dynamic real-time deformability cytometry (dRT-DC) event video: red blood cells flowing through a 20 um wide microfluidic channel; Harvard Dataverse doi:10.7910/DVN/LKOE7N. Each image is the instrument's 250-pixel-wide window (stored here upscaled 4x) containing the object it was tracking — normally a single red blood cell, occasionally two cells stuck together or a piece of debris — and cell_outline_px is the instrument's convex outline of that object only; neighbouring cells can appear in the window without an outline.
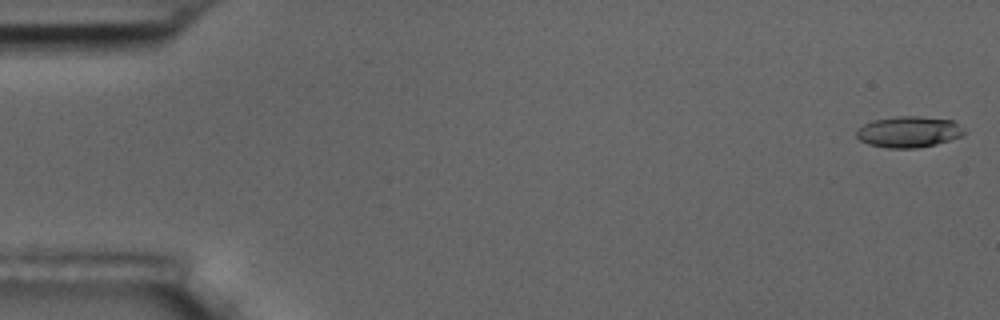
{"species": "common noctule bat (a hibernating species)", "species_latin": "Nyctalus noctula", "temperature_condition": "room temperature", "stored_images_in_passage": 9, "camera_frame_rate_fps": 3000, "um_per_image_px": 0.085, "animal": {"sex": "male", "body_mass_g": 17.5, "forearm_length_mm": 52.3}, "frame": {"image": 1, "passage_image": 1, "time_ms": 0.0, "image_size_px": [1000, 320], "cell_outline_px": [[964, 136], [936, 144], [916, 148], [888, 148], [868, 144], [860, 140], [856, 136], [856, 132], [864, 124], [872, 120], [896, 116], [920, 116], [952, 120], [964, 132]], "centroid_in_image_um": [77.22, 11.21], "position_along_channel_um": 7.8, "area_um2": 19.42}}
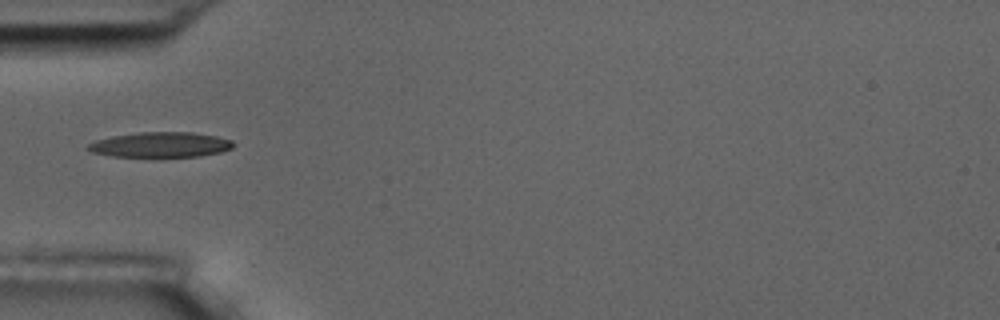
{"frame": {"image": 2, "passage_image": 6, "time_ms": 5.667, "image_size_px": [1000, 320], "cell_outline_px": [[236, 144], [232, 148], [220, 152], [200, 156], [112, 156], [92, 152], [84, 148], [88, 144], [96, 140], [112, 136], [136, 132], [192, 132], [216, 136], [232, 140]], "centroid_in_image_um": [13.64, 12.29], "position_along_channel_um": 71.4, "area_um2": 21.27}}
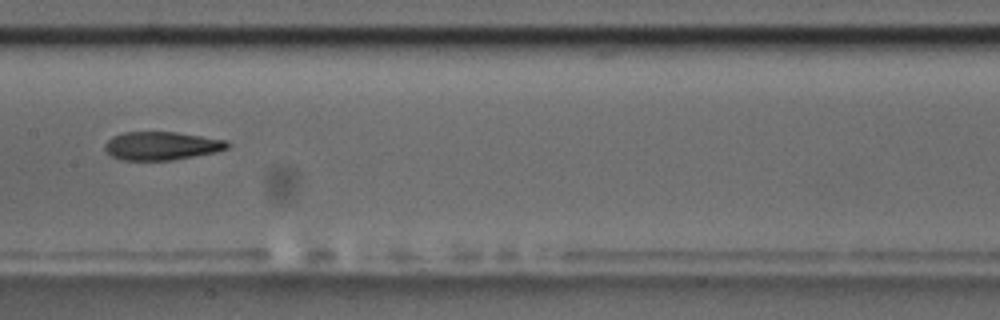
{"frame": {"image": 3, "passage_image": 9, "time_ms": 9.0, "image_size_px": [1000, 320], "cell_outline_px": [[232, 144], [228, 148], [216, 152], [172, 160], [120, 160], [112, 156], [104, 148], [104, 144], [112, 136], [124, 132], [176, 132], [228, 140]], "centroid_in_image_um": [13.76, 12.39], "position_along_channel_um": 193.6, "area_um2": 20.35}}